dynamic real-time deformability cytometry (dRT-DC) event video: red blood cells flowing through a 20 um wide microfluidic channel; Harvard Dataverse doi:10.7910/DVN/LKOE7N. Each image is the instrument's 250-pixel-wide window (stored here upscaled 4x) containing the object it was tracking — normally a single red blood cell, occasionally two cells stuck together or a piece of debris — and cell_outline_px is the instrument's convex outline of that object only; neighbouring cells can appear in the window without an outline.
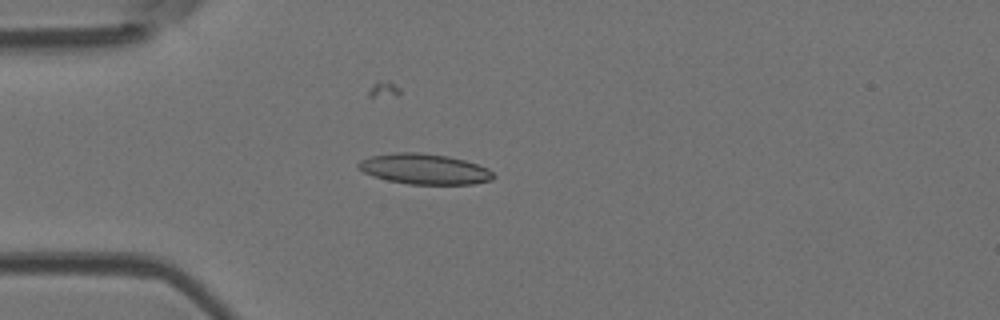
{"species": "Egyptian fruit bat (a non-hibernating species)", "species_latin": "Rousettus aegyptiacus", "temperature_condition": "room temperature", "stored_images_in_passage": 5, "camera_frame_rate_fps": 3000, "um_per_image_px": 0.085, "animal": {"sex": "female"}, "frame": {"image": 1, "passage_image": 4, "time_ms": 3.667, "image_size_px": [1000, 320], "cell_outline_px": [[496, 176], [492, 180], [472, 184], [408, 184], [388, 180], [372, 176], [356, 168], [356, 164], [360, 160], [368, 156], [396, 152], [420, 152], [448, 156], [464, 160], [488, 168]], "centroid_in_image_um": [36.04, 14.36], "position_along_channel_um": 49.0, "area_um2": 24.16}}